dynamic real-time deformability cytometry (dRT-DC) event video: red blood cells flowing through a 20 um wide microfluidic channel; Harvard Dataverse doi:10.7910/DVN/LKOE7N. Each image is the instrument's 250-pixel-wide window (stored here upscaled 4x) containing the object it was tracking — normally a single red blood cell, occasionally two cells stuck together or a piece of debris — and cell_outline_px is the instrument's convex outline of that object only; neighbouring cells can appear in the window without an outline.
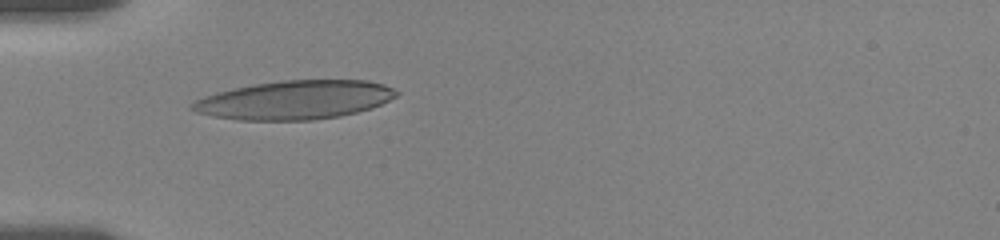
{"species": "human", "species_latin": "Homo sapiens", "temperature_condition": "room temperature", "stored_images_in_passage": 4, "camera_frame_rate_fps": 3000, "um_per_image_px": 0.085, "donor": {"sex": "female"}, "frame": {"image": 1, "passage_image": 1, "time_ms": 0.0, "image_size_px": [1000, 240], "cell_outline_px": [[400, 92], [396, 96], [372, 108], [340, 116], [312, 120], [240, 120], [212, 116], [196, 112], [188, 108], [188, 104], [204, 96], [216, 92], [232, 88], [252, 84], [284, 80], [368, 80], [384, 84]], "centroid_in_image_um": [25.02, 8.49], "position_along_channel_um": 60.0, "area_um2": 46.3}}
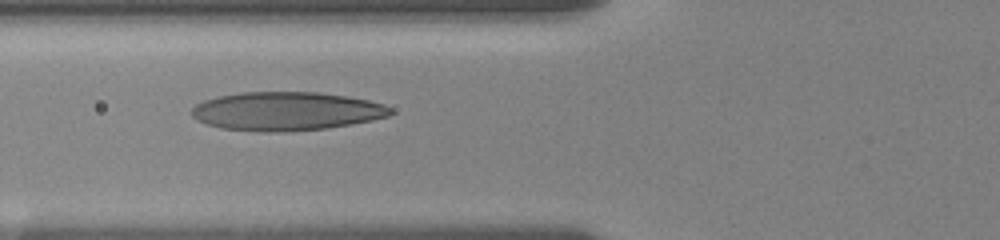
{"frame": {"image": 2, "passage_image": 3, "time_ms": 1.333, "image_size_px": [1000, 240], "cell_outline_px": [[392, 112], [388, 116], [372, 120], [328, 128], [284, 132], [264, 132], [220, 128], [196, 120], [188, 112], [196, 104], [204, 100], [220, 96], [240, 92], [320, 92], [348, 96], [368, 100], [384, 104], [392, 108]], "centroid_in_image_um": [24.32, 9.45], "position_along_channel_um": 101.5, "area_um2": 44.97}}
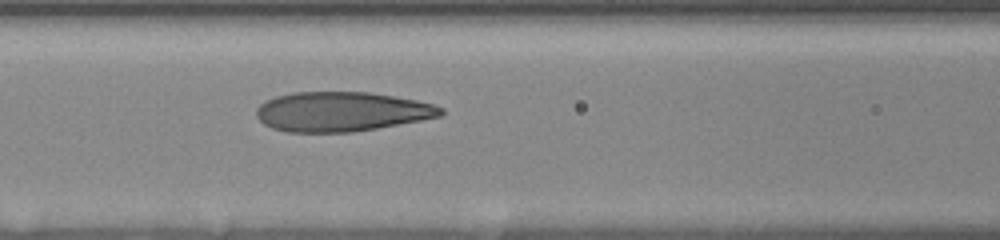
{"frame": {"image": 3, "passage_image": 4, "time_ms": 2.333, "image_size_px": [1000, 240], "cell_outline_px": [[444, 112], [440, 116], [420, 120], [376, 128], [352, 132], [284, 132], [272, 128], [264, 124], [256, 116], [256, 108], [264, 100], [276, 96], [292, 92], [368, 92], [416, 100], [432, 104], [444, 108]], "centroid_in_image_um": [28.98, 9.49], "position_along_channel_um": 137.6, "area_um2": 42.48}}